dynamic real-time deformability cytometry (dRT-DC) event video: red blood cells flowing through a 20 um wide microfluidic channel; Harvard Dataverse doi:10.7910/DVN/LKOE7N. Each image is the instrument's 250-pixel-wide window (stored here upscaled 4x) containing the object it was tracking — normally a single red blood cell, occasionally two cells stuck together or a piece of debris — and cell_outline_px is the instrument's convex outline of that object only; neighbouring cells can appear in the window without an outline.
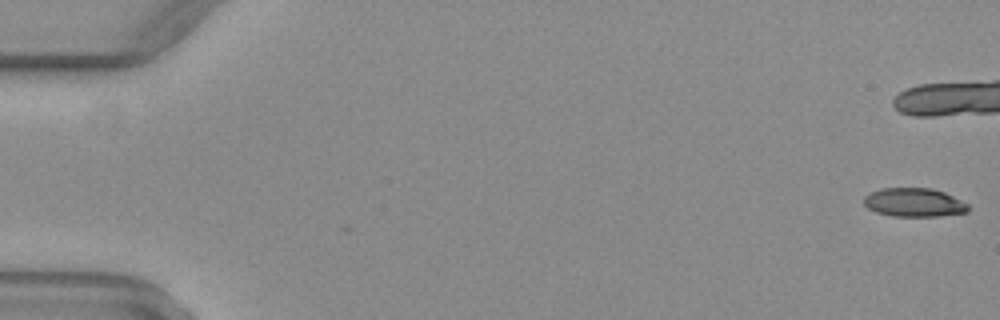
{"species": "common noctule bat (a hibernating species)", "species_latin": "Nyctalus noctula", "temperature_condition": "warm", "stored_images_in_passage": 3, "camera_frame_rate_fps": 3000, "um_per_image_px": 0.085, "animal": {"sex": "female", "body_mass_g": 29.2, "forearm_length_mm": 56.3}, "frame": {"image": 1, "passage_image": 3, "time_ms": 0.667, "image_size_px": [1000, 320], "cell_outline_px": [[968, 212], [940, 216], [892, 216], [876, 212], [868, 208], [864, 204], [864, 196], [880, 188], [932, 188], [944, 192], [968, 204]], "centroid_in_image_um": [77.69, 17.21], "position_along_channel_um": 7.3, "area_um2": 17.4}}